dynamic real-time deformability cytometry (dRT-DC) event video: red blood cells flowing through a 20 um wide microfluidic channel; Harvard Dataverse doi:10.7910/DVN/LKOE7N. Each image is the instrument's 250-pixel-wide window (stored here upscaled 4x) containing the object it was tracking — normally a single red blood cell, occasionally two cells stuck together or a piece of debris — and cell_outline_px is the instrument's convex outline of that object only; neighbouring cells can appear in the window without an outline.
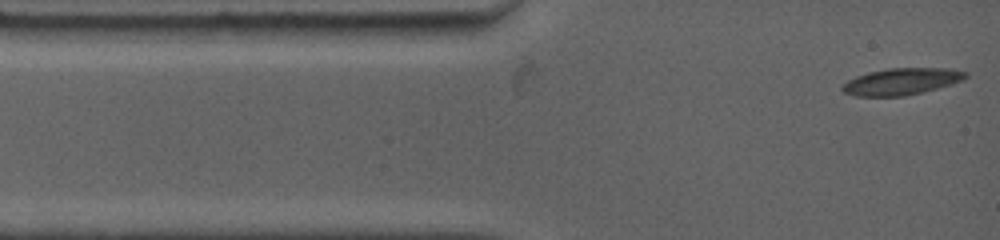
{"species": "common noctule bat (a hibernating species)", "species_latin": "Nyctalus noctula", "temperature_condition": "warm", "stored_images_in_passage": 34, "camera_frame_rate_fps": 4500, "um_per_image_px": 0.085, "animal": {"sex": "female", "body_mass_g": 19.0, "forearm_length_mm": 53.3}, "frame": {"image": 1, "passage_image": 1, "time_ms": 0.0, "image_size_px": [1000, 240], "cell_outline_px": [[968, 76], [960, 80], [936, 88], [920, 92], [900, 96], [856, 96], [844, 92], [840, 88], [848, 80], [856, 76], [872, 72], [892, 68], [944, 68], [964, 72]], "centroid_in_image_um": [76.56, 6.93], "position_along_channel_um": 8.4, "area_um2": 18.5}}
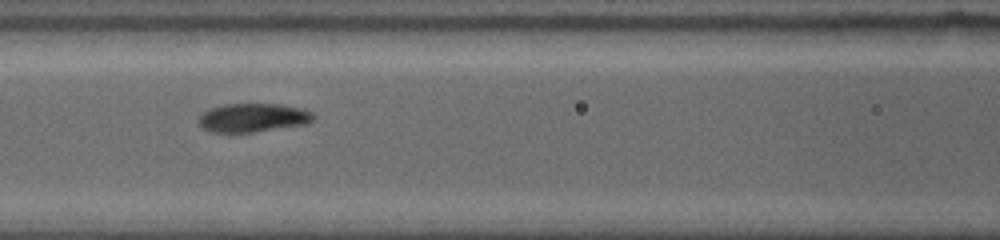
{"frame": {"image": 2, "passage_image": 15, "time_ms": 4.667, "image_size_px": [1000, 240], "cell_outline_px": [[316, 116], [312, 120], [304, 124], [256, 132], [212, 132], [204, 128], [200, 124], [200, 116], [204, 112], [212, 108], [228, 104], [276, 104], [300, 108]], "centroid_in_image_um": [21.5, 10.01], "position_along_channel_um": 145.1, "area_um2": 18.67}}
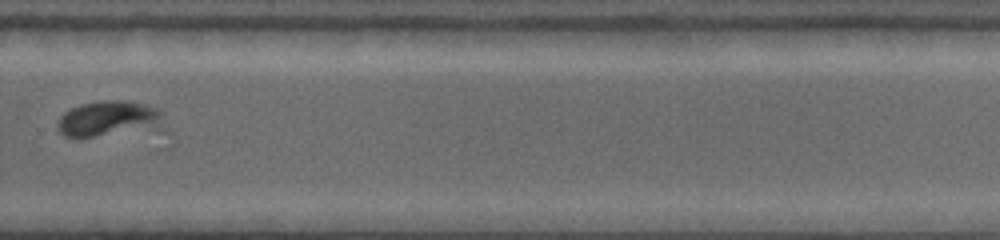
{"frame": {"image": 3, "passage_image": 29, "time_ms": 9.333, "image_size_px": [1000, 240], "cell_outline_px": [[160, 116], [156, 124], [76, 140], [72, 140], [64, 136], [60, 132], [56, 124], [60, 116], [64, 112], [80, 104], [104, 100], [128, 100], [144, 104], [156, 108], [160, 112]], "centroid_in_image_um": [8.97, 10.06], "position_along_channel_um": 320.8, "area_um2": 20.92}}